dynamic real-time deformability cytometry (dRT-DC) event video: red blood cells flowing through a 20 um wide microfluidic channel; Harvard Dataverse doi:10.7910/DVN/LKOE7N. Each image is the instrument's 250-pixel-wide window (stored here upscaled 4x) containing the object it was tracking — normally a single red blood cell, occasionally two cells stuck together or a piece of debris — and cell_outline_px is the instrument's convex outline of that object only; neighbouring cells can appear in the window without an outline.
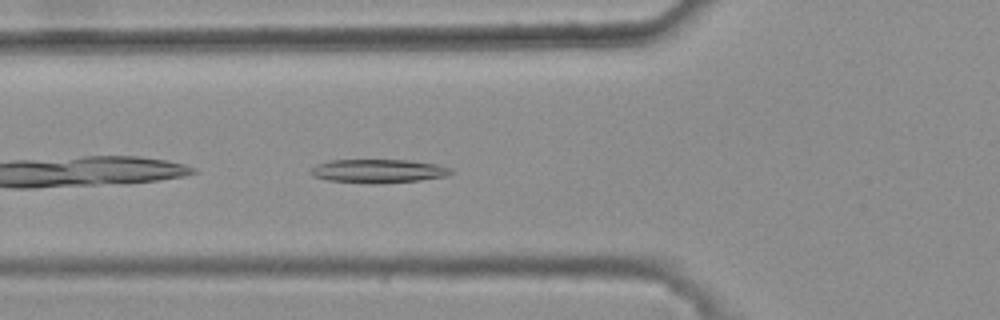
{"species": "common noctule bat (a hibernating species)", "species_latin": "Nyctalus noctula", "temperature_condition": "warm", "stored_images_in_passage": 27, "camera_frame_rate_fps": 3000, "um_per_image_px": 0.085, "animal": {"sex": "female", "body_mass_g": 25.1}, "frame": {"image": 1, "passage_image": 3, "time_ms": 0.667, "image_size_px": [1000, 320], "cell_outline_px": [[456, 172], [448, 176], [420, 180], [376, 184], [372, 184], [328, 180], [312, 176], [308, 172], [316, 164], [328, 160], [408, 160], [436, 164], [452, 168]], "centroid_in_image_um": [32.17, 14.54], "position_along_channel_um": 93.6, "area_um2": 19.59}}
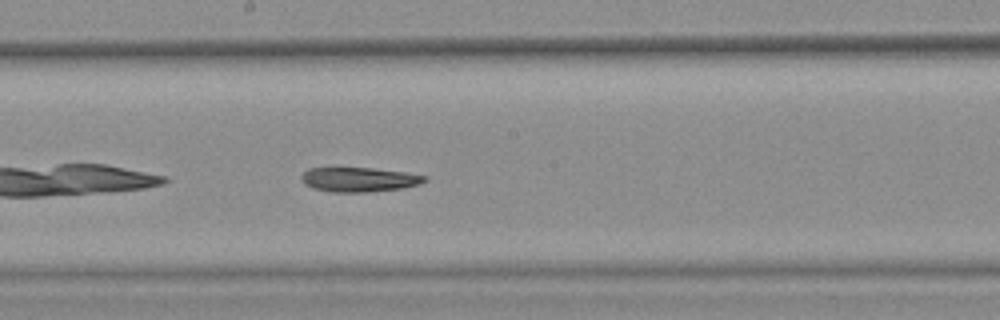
{"frame": {"image": 2, "passage_image": 13, "time_ms": 4.0, "image_size_px": [1000, 320], "cell_outline_px": [[428, 180], [420, 184], [400, 188], [368, 192], [332, 192], [312, 188], [304, 184], [300, 176], [308, 168], [372, 168], [404, 172], [428, 176]], "centroid_in_image_um": [30.51, 15.26], "position_along_channel_um": 217.7, "area_um2": 17.57}}
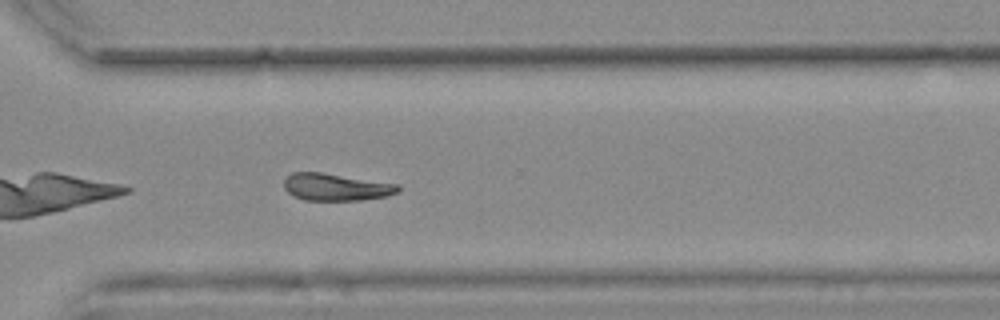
{"frame": {"image": 3, "passage_image": 23, "time_ms": 7.333, "image_size_px": [1000, 320], "cell_outline_px": [[400, 192], [388, 196], [360, 200], [304, 200], [292, 196], [284, 188], [284, 176], [292, 172], [320, 172], [400, 184]], "centroid_in_image_um": [28.55, 15.9], "position_along_channel_um": 342.0, "area_um2": 18.32}}